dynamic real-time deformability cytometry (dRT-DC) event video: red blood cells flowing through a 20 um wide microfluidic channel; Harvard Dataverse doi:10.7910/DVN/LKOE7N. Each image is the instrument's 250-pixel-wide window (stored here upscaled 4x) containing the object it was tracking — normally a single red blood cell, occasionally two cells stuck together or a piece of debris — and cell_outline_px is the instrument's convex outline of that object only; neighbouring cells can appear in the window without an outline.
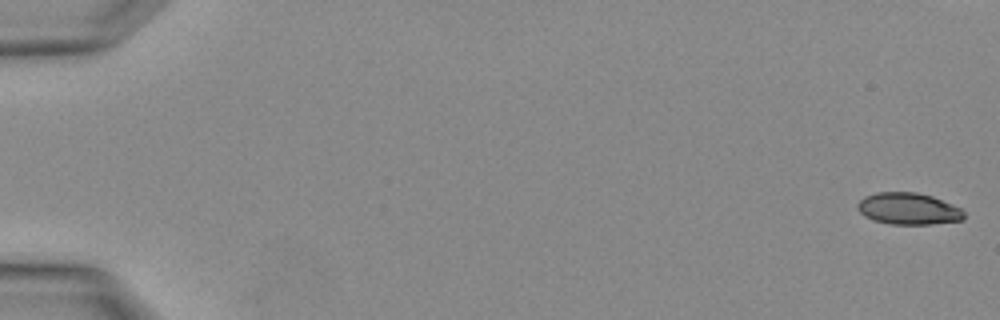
{"species": "Egyptian fruit bat (a non-hibernating species)", "species_latin": "Rousettus aegyptiacus", "temperature_condition": "warm", "stored_images_in_passage": 3, "camera_frame_rate_fps": 3000, "um_per_image_px": 0.085, "animal": {"sex": "female"}, "frame": {"image": 1, "passage_image": 1, "time_ms": 0.0, "image_size_px": [1000, 320], "cell_outline_px": [[964, 220], [932, 224], [888, 224], [872, 220], [864, 216], [856, 208], [856, 204], [864, 196], [876, 192], [916, 192], [932, 196], [960, 208], [964, 212]], "centroid_in_image_um": [77.17, 17.74], "position_along_channel_um": 7.8, "area_um2": 19.83}}